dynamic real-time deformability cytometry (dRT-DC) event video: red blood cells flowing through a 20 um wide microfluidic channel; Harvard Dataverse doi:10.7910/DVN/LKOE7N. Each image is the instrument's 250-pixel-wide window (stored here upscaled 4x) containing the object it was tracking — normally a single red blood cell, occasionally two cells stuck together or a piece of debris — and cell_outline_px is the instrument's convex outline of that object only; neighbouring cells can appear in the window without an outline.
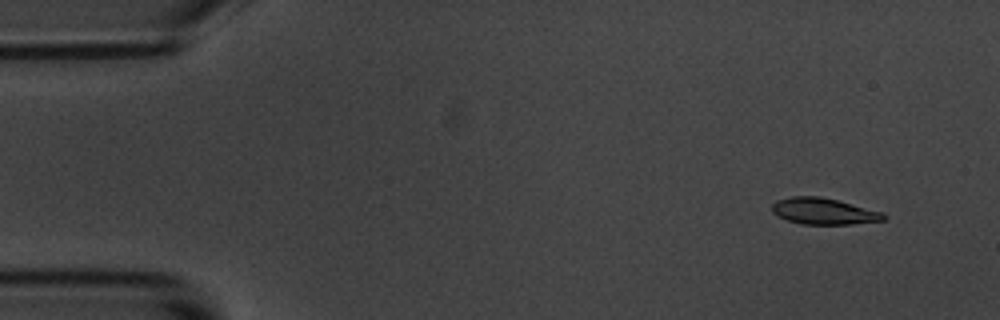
{"species": "common noctule bat (a hibernating species)", "species_latin": "Nyctalus noctula", "temperature_condition": "room temperature", "stored_images_in_passage": 6, "camera_frame_rate_fps": 3000, "um_per_image_px": 0.085, "animal": {"sex": "male", "body_mass_g": 20.1, "forearm_length_mm": 53.5}, "frame": {"image": 1, "passage_image": 2, "time_ms": 1.0, "image_size_px": [1000, 320], "cell_outline_px": [[888, 220], [852, 224], [800, 224], [776, 216], [772, 212], [772, 204], [776, 200], [792, 196], [820, 196], [884, 212], [888, 216]], "centroid_in_image_um": [70.04, 17.96], "position_along_channel_um": 15.0, "area_um2": 17.34}}
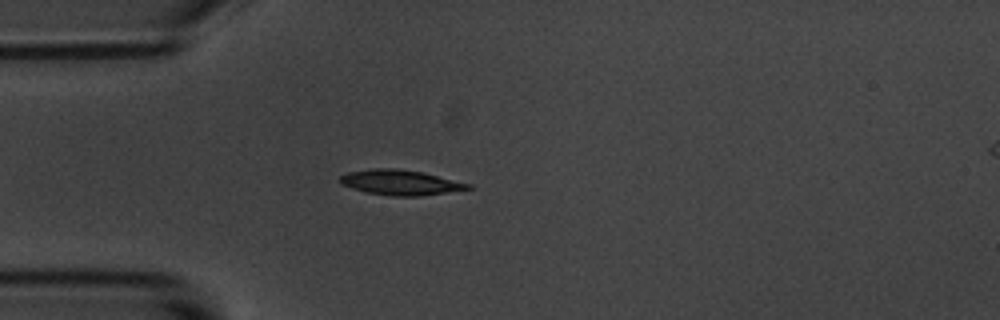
{"frame": {"image": 2, "passage_image": 5, "time_ms": 4.667, "image_size_px": [1000, 320], "cell_outline_px": [[472, 188], [420, 196], [392, 196], [364, 192], [340, 184], [340, 176], [348, 172], [372, 168], [396, 168], [420, 172], [472, 184]], "centroid_in_image_um": [33.98, 15.51], "position_along_channel_um": 51.0, "area_um2": 18.61}}